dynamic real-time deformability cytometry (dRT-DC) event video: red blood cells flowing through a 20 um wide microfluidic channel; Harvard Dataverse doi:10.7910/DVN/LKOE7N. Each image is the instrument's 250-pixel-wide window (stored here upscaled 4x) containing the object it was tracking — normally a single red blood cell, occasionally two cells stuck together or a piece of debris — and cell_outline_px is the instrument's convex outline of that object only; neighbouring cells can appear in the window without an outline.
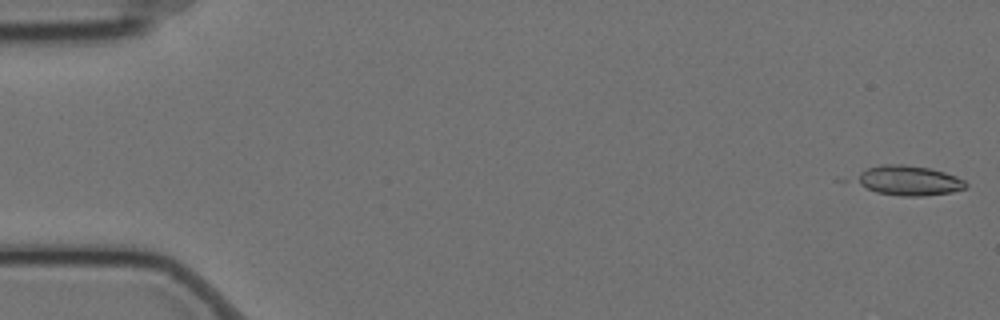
{"species": "Egyptian fruit bat (a non-hibernating species)", "species_latin": "Rousettus aegyptiacus", "temperature_condition": "cold", "stored_images_in_passage": 6, "camera_frame_rate_fps": 3000, "um_per_image_px": 0.085, "animal": {"sex": "female"}, "frame": {"image": 1, "passage_image": 1, "time_ms": 0.0, "image_size_px": [1000, 320], "cell_outline_px": [[968, 188], [952, 192], [924, 196], [900, 196], [876, 192], [836, 180], [836, 176], [880, 164], [904, 164], [928, 168], [944, 172], [956, 176], [964, 180], [968, 184]], "centroid_in_image_um": [76.83, 15.33], "position_along_channel_um": 8.2, "area_um2": 21.04}}